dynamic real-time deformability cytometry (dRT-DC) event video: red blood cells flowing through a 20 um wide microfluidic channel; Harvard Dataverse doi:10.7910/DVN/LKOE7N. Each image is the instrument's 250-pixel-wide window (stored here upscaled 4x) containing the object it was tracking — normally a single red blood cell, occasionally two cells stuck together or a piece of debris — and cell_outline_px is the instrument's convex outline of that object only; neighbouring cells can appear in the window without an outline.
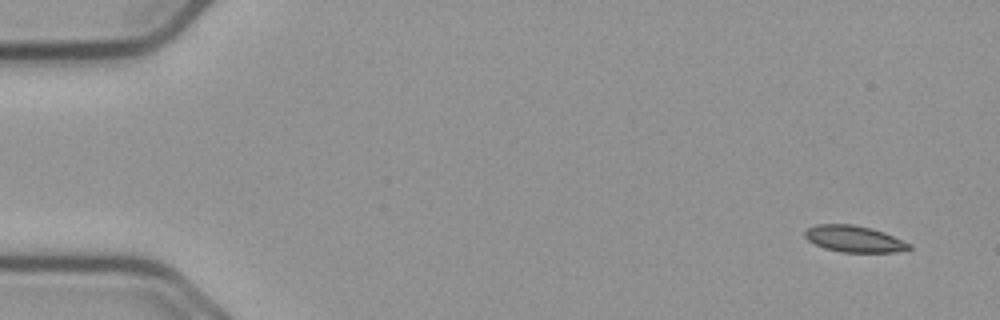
{"species": "common noctule bat (a hibernating species)", "species_latin": "Nyctalus noctula", "temperature_condition": "cold", "stored_images_in_passage": 54, "camera_frame_rate_fps": 3000, "um_per_image_px": 0.085, "animal": {"sex": "male", "body_mass_g": 23.1, "forearm_length_mm": 52.7}, "frame": {"image": 1, "passage_image": 1, "time_ms": 0.0, "image_size_px": [1000, 320], "cell_outline_px": [[912, 248], [908, 252], [840, 252], [824, 248], [808, 240], [804, 236], [804, 232], [808, 228], [816, 224], [852, 224], [872, 228], [884, 232], [912, 244]], "centroid_in_image_um": [72.66, 20.31], "position_along_channel_um": 12.3, "area_um2": 16.3}}
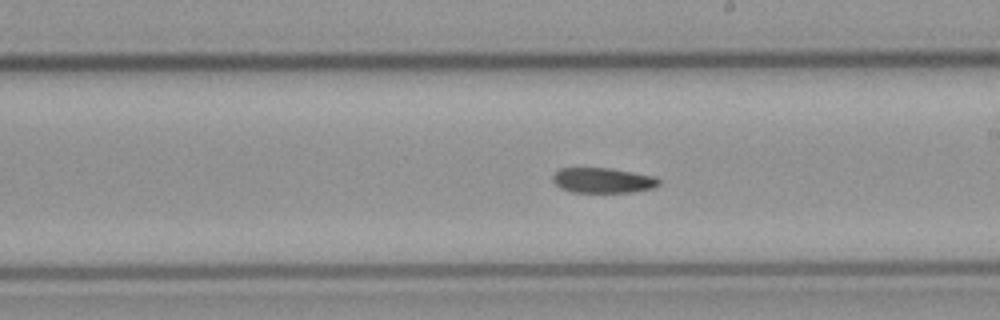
{"frame": {"image": 2, "passage_image": 30, "time_ms": 9.667, "image_size_px": [1000, 320], "cell_outline_px": [[660, 184], [652, 188], [632, 192], [572, 192], [560, 188], [552, 180], [552, 176], [560, 168], [612, 168], [656, 176], [660, 180]], "centroid_in_image_um": [51.26, 15.32], "position_along_channel_um": 237.7, "area_um2": 15.66}}
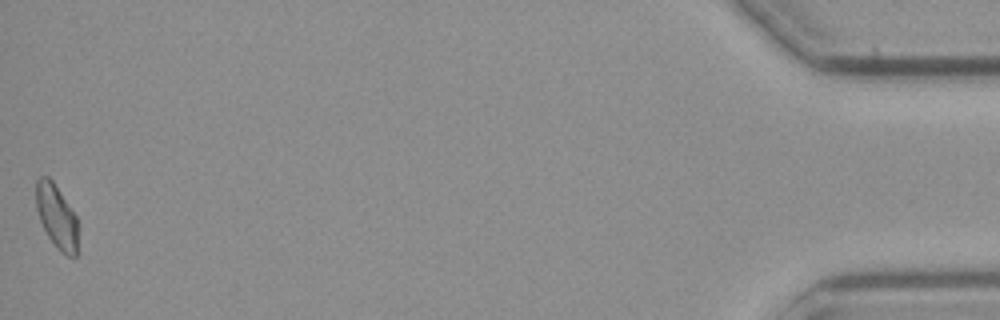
{"frame": {"image": 3, "passage_image": 54, "time_ms": 17.667, "image_size_px": [1000, 320], "cell_outline_px": [[76, 256], [68, 256], [60, 252], [56, 248], [48, 236], [40, 220], [36, 208], [36, 180], [40, 176], [48, 176], [52, 180], [76, 216]], "centroid_in_image_um": [4.78, 18.38], "position_along_channel_um": 430.4, "area_um2": 15.26}}